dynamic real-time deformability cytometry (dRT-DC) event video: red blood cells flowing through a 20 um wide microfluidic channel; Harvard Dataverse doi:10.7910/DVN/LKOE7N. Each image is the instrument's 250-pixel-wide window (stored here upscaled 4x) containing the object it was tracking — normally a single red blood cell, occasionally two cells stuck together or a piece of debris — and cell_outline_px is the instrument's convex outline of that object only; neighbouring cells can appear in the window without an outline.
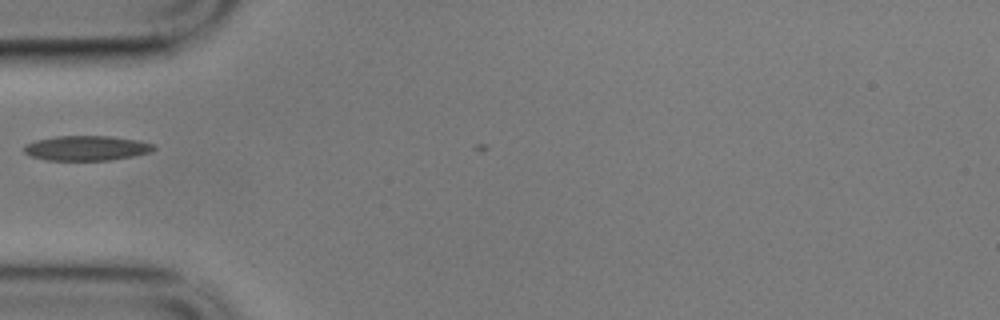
{"species": "common noctule bat (a hibernating species)", "species_latin": "Nyctalus noctula", "temperature_condition": "cold", "stored_images_in_passage": 2, "camera_frame_rate_fps": 3000, "um_per_image_px": 0.085, "animal": {"sex": "male", "body_mass_g": 17.9}, "frame": {"image": 1, "passage_image": 1, "time_ms": 0.0, "image_size_px": [1000, 320], "cell_outline_px": [[156, 148], [152, 152], [112, 160], [44, 160], [32, 156], [24, 152], [24, 144], [36, 140], [56, 136], [112, 136], [140, 140], [156, 144]], "centroid_in_image_um": [7.4, 12.58], "position_along_channel_um": 77.6, "area_um2": 19.02}}